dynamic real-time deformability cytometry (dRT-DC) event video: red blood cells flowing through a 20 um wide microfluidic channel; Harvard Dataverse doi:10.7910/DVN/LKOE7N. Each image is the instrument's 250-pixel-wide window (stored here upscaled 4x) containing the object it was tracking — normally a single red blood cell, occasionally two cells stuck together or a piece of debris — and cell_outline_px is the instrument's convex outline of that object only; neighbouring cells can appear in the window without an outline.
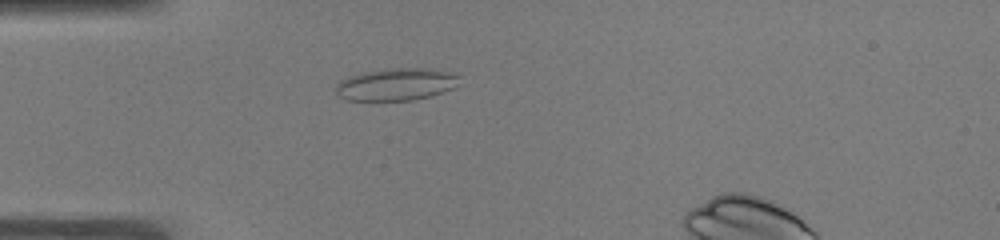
{"species": "common noctule bat (a hibernating species)", "species_latin": "Nyctalus noctula", "temperature_condition": "warm", "stored_images_in_passage": 40, "camera_frame_rate_fps": 3000, "um_per_image_px": 0.085, "animal": {"sex": "male", "body_mass_g": 19.0, "forearm_length_mm": 50.8}, "frame": {"image": 1, "passage_image": 6, "time_ms": 1.667, "image_size_px": [1000, 240], "cell_outline_px": [[460, 76], [456, 88], [428, 96], [412, 100], [344, 100], [336, 96], [336, 84], [340, 80], [348, 76], [360, 72], [384, 68], [428, 68], [456, 72]], "centroid_in_image_um": [33.67, 7.15], "position_along_channel_um": 51.3, "area_um2": 23.76}}
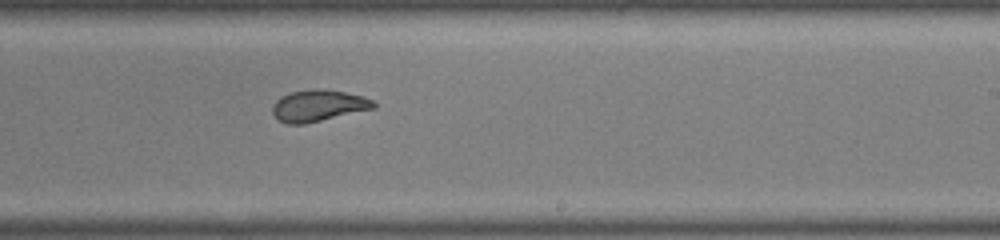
{"frame": {"image": 2, "passage_image": 23, "time_ms": 7.333, "image_size_px": [1000, 240], "cell_outline_px": [[376, 108], [304, 124], [288, 124], [276, 120], [272, 112], [272, 104], [280, 96], [292, 92], [312, 88], [320, 88], [344, 92], [364, 96], [372, 100], [376, 104]], "centroid_in_image_um": [27.03, 8.98], "position_along_channel_um": 262.0, "area_um2": 18.79}}
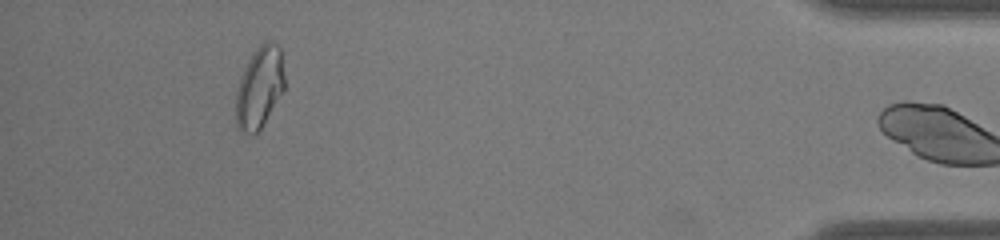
{"frame": {"image": 3, "passage_image": 39, "time_ms": 12.667, "image_size_px": [1000, 240], "cell_outline_px": [[284, 88], [260, 128], [252, 136], [240, 132], [236, 128], [236, 88], [240, 76], [252, 52], [264, 40], [272, 40], [280, 48], [284, 76]], "centroid_in_image_um": [22.02, 7.41], "position_along_channel_um": 413.2, "area_um2": 23.18}, "authors_computed_cell_mechanics": {"area_um2": 19.7965, "velocity_mm_per_s": 3.9266, "shape_relaxation_time_tau1_ms": null, "shape_relaxation_time_tau2_ms": 0.9266, "deformation_change_tau1": null, "deformation_change_tau2": 0.0713}}